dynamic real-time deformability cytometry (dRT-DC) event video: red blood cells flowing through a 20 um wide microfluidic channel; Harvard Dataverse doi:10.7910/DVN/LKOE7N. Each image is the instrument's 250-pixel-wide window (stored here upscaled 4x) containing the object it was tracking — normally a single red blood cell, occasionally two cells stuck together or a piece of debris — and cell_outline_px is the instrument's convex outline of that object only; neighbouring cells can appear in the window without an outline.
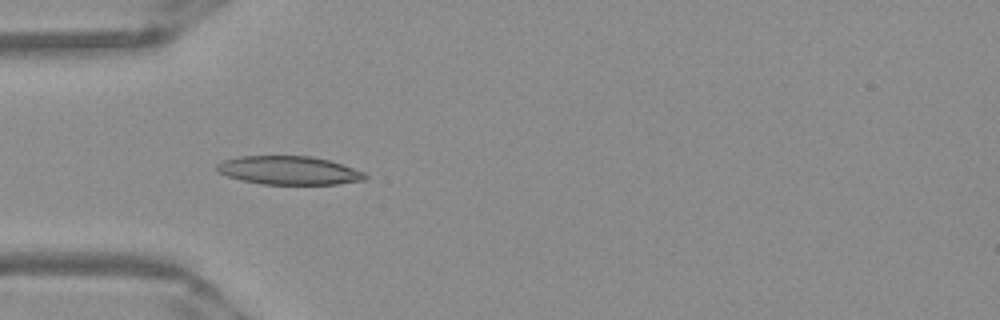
{"species": "Egyptian fruit bat (a non-hibernating species)", "species_latin": "Rousettus aegyptiacus", "temperature_condition": "warm", "stored_images_in_passage": 13, "camera_frame_rate_fps": 3000, "um_per_image_px": 0.085, "frame": {"image": 1, "passage_image": 4, "time_ms": 1.0, "image_size_px": [1000, 320], "cell_outline_px": [[368, 176], [364, 180], [336, 184], [260, 184], [240, 180], [216, 172], [216, 164], [224, 160], [240, 156], [312, 156], [328, 160], [364, 172]], "centroid_in_image_um": [24.51, 14.48], "position_along_channel_um": 60.5, "area_um2": 24.57}}
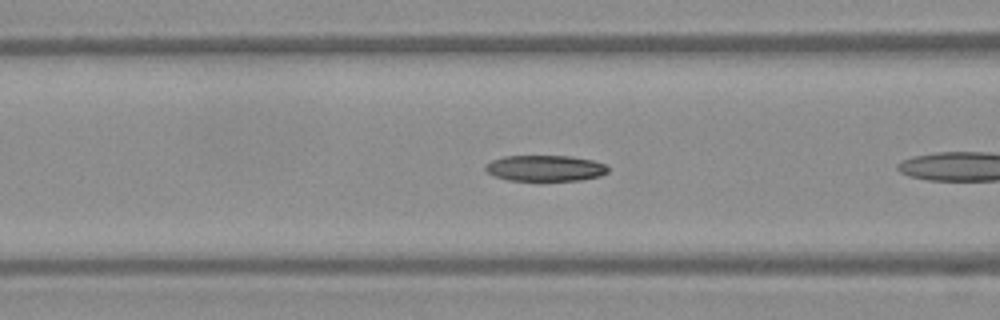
{"frame": {"image": 2, "passage_image": 6, "time_ms": 1.667, "image_size_px": [1000, 320], "cell_outline_px": [[608, 172], [600, 176], [580, 180], [508, 180], [492, 176], [484, 168], [484, 164], [492, 160], [504, 156], [568, 156], [592, 160], [604, 164], [608, 168]], "centroid_in_image_um": [46.3, 14.29], "position_along_channel_um": 120.3, "area_um2": 18.5}}